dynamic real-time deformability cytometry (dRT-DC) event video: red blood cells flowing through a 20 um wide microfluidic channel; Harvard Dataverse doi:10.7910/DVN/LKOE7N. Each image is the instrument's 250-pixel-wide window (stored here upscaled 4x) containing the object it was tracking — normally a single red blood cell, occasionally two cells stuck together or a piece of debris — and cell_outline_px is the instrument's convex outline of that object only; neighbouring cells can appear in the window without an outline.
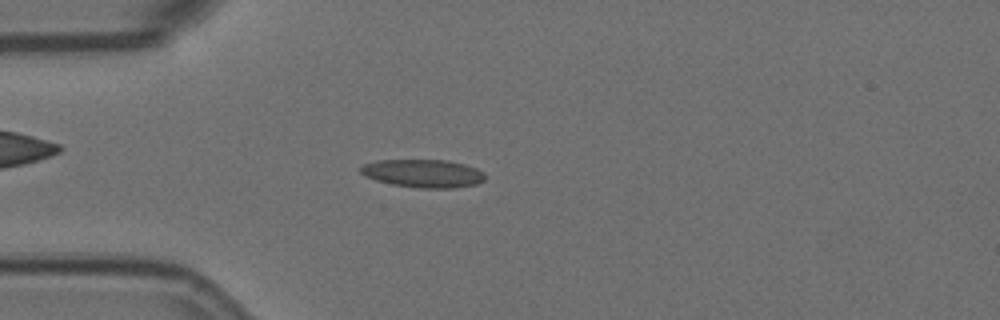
{"species": "Egyptian fruit bat (a non-hibernating species)", "species_latin": "Rousettus aegyptiacus", "temperature_condition": "room temperature", "stored_images_in_passage": 4, "camera_frame_rate_fps": 3000, "um_per_image_px": 0.085, "animal": {"sex": "female"}, "frame": {"image": 1, "passage_image": 4, "time_ms": 1.0, "image_size_px": [1000, 320], "cell_outline_px": [[484, 180], [476, 184], [456, 188], [420, 188], [392, 184], [376, 180], [364, 176], [360, 172], [360, 168], [364, 164], [376, 160], [448, 160], [464, 164], [476, 168], [484, 172]], "centroid_in_image_um": [35.97, 14.74], "position_along_channel_um": 49.0, "area_um2": 20.4}}